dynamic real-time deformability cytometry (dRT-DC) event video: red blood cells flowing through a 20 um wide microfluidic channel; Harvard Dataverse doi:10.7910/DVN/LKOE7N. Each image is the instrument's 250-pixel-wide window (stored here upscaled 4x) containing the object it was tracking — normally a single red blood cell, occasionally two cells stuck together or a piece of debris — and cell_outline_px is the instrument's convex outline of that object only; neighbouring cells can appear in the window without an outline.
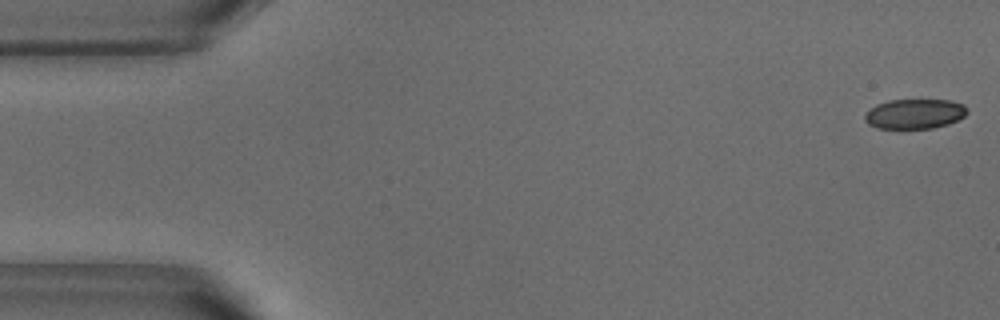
{"species": "common noctule bat (a hibernating species)", "species_latin": "Nyctalus noctula", "temperature_condition": "warm", "stored_images_in_passage": 52, "camera_frame_rate_fps": 3000, "um_per_image_px": 0.085, "animal": {"sex": "male", "body_mass_g": 18.8}, "frame": {"image": 1, "passage_image": 1, "time_ms": 0.0, "image_size_px": [1000, 320], "cell_outline_px": [[968, 112], [964, 116], [948, 124], [932, 128], [900, 132], [876, 128], [868, 124], [864, 120], [864, 116], [876, 104], [888, 100], [948, 100], [964, 104], [968, 108]], "centroid_in_image_um": [77.71, 9.73], "position_along_channel_um": 7.3, "area_um2": 18.55}}
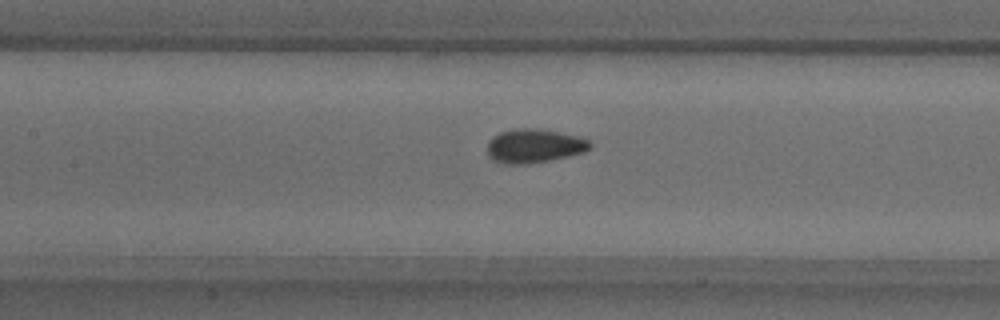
{"frame": {"image": 2, "passage_image": 23, "time_ms": 7.333, "image_size_px": [1000, 320], "cell_outline_px": [[592, 148], [584, 152], [568, 156], [528, 164], [508, 164], [492, 160], [488, 156], [488, 140], [492, 136], [500, 132], [516, 128], [536, 128], [576, 136], [588, 140], [592, 144]], "centroid_in_image_um": [45.38, 12.4], "position_along_channel_um": 162.0, "area_um2": 20.23}}
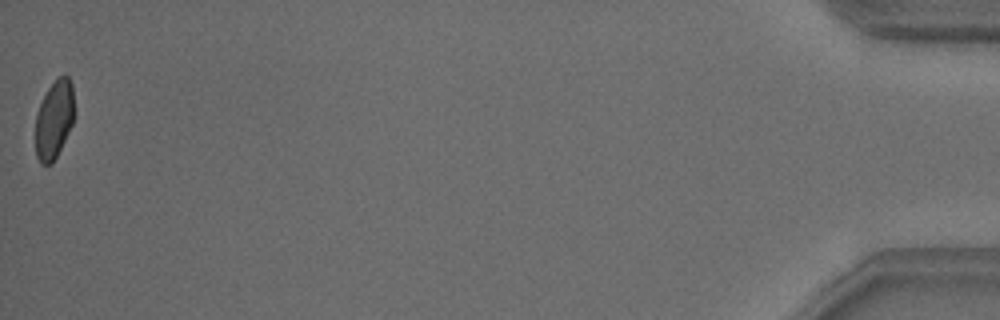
{"frame": {"image": 3, "passage_image": 52, "time_ms": 17.0, "image_size_px": [1000, 320], "cell_outline_px": [[72, 124], [52, 164], [40, 164], [36, 156], [36, 112], [48, 88], [60, 76], [68, 76], [72, 84]], "centroid_in_image_um": [4.57, 10.18], "position_along_channel_um": 430.6, "area_um2": 17.17}, "authors_computed_cell_mechanics": {"area_um2": 19.3919, "velocity_mm_per_s": 3.826, "shape_relaxation_time_tau1_ms": 3.481, "shape_relaxation_time_tau2_ms": 0.8084, "deformation_change_tau1": 0.1152, "deformation_change_tau2": 0.0638}}